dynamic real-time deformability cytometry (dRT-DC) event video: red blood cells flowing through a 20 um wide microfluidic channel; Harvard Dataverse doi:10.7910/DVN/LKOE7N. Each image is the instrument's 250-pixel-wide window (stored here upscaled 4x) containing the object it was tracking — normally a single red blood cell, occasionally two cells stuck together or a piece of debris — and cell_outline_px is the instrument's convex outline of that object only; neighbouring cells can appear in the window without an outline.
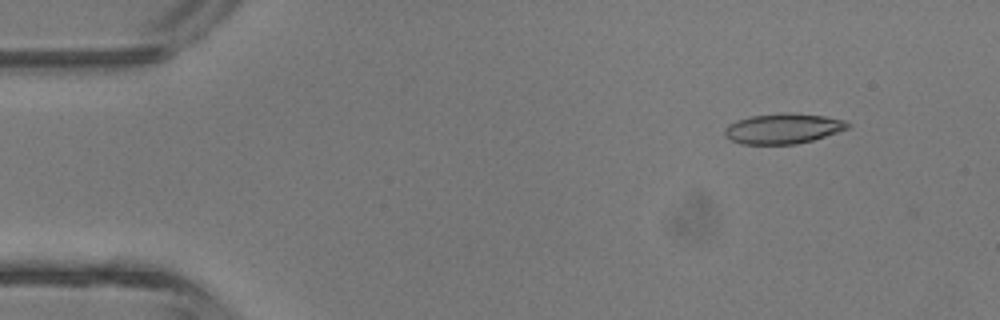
{"species": "common noctule bat (a hibernating species)", "species_latin": "Nyctalus noctula", "temperature_condition": "room temperature", "stored_images_in_passage": 4, "camera_frame_rate_fps": 3000, "um_per_image_px": 0.085, "animal": {"sex": "male", "body_mass_g": 13.3}, "frame": {"image": 1, "passage_image": 2, "time_ms": 1.0, "image_size_px": [1000, 320], "cell_outline_px": [[852, 124], [848, 128], [812, 140], [796, 144], [740, 144], [724, 136], [724, 128], [728, 124], [736, 120], [752, 116], [784, 112], [792, 112], [824, 116], [844, 120]], "centroid_in_image_um": [66.53, 10.92], "position_along_channel_um": 18.5, "area_um2": 21.73}}